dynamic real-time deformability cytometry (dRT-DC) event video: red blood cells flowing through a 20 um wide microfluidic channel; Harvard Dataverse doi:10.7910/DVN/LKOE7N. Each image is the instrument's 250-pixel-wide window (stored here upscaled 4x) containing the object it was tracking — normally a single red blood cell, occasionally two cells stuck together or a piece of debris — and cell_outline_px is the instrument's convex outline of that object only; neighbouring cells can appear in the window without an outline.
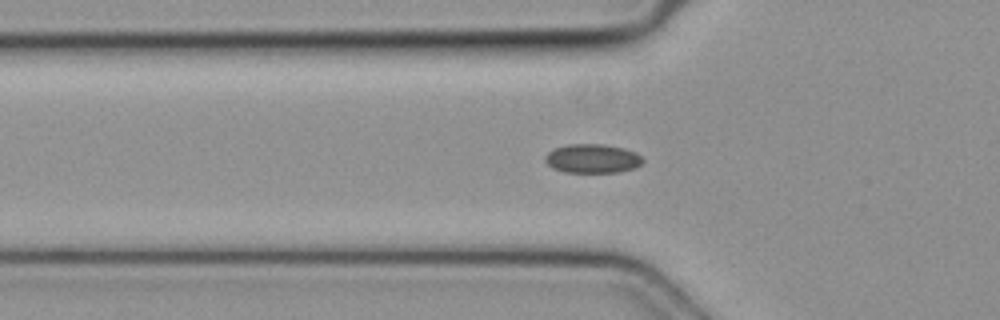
{"species": "common noctule bat (a hibernating species)", "species_latin": "Nyctalus noctula", "temperature_condition": "cold", "stored_images_in_passage": 38, "camera_frame_rate_fps": 3000, "um_per_image_px": 0.085, "animal": {"sex": "female", "body_mass_g": 19.3, "forearm_length_mm": 54.1}, "frame": {"image": 1, "passage_image": 15, "time_ms": 4.667, "image_size_px": [1000, 320], "cell_outline_px": [[644, 160], [636, 168], [620, 172], [564, 172], [552, 168], [544, 160], [544, 156], [548, 152], [556, 148], [568, 144], [600, 144], [624, 148], [636, 152]], "centroid_in_image_um": [50.35, 13.48], "position_along_channel_um": 75.4, "area_um2": 16.53}}
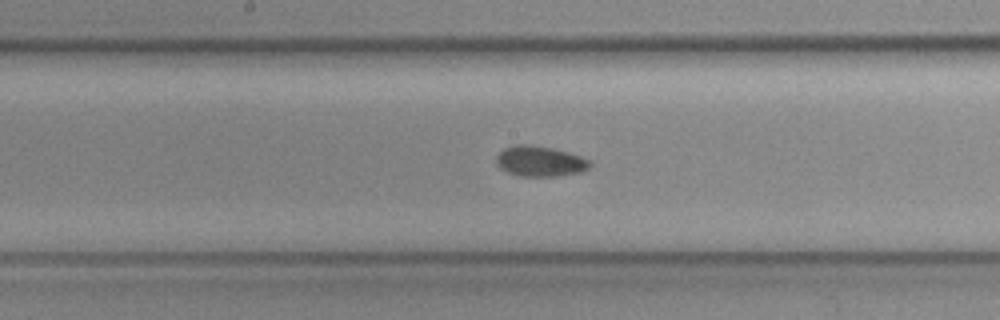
{"frame": {"image": 2, "passage_image": 24, "time_ms": 7.667, "image_size_px": [1000, 320], "cell_outline_px": [[592, 164], [588, 168], [580, 172], [556, 176], [520, 176], [508, 172], [500, 168], [496, 164], [496, 156], [504, 148], [520, 144], [528, 144], [552, 148], [568, 152], [592, 160]], "centroid_in_image_um": [45.91, 13.7], "position_along_channel_um": 202.3, "area_um2": 16.59}}
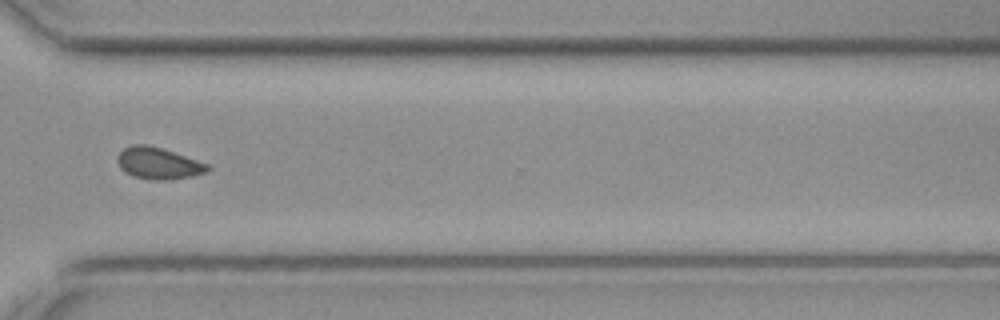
{"frame": {"image": 3, "passage_image": 35, "time_ms": 11.333, "image_size_px": [1000, 320], "cell_outline_px": [[212, 168], [208, 172], [192, 176], [164, 180], [152, 180], [136, 176], [124, 172], [120, 168], [116, 160], [116, 156], [124, 148], [132, 144], [148, 144], [208, 164]], "centroid_in_image_um": [13.44, 13.88], "position_along_channel_um": 357.2, "area_um2": 16.53}}